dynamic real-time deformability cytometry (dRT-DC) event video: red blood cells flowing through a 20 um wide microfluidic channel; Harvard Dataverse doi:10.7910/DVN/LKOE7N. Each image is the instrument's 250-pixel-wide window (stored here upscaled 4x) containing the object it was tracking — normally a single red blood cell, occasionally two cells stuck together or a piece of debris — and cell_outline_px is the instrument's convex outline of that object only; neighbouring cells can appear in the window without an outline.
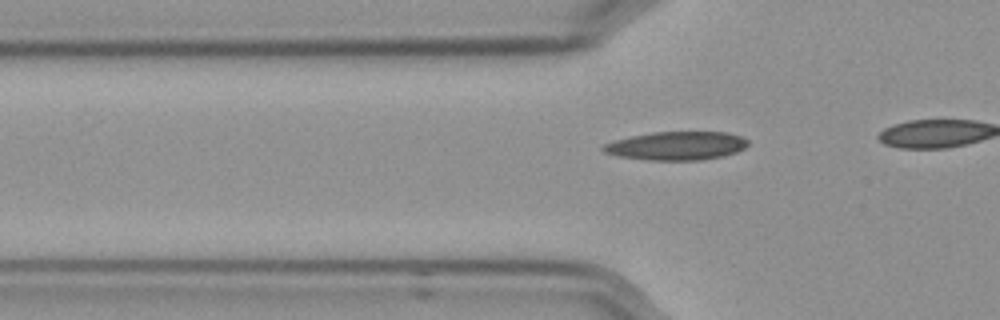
{"species": "Egyptian fruit bat (a non-hibernating species)", "species_latin": "Rousettus aegyptiacus", "temperature_condition": "cold", "stored_images_in_passage": 22, "camera_frame_rate_fps": 3000, "um_per_image_px": 0.085, "frame": {"image": 1, "passage_image": 16, "time_ms": 5.0, "image_size_px": [1000, 320], "cell_outline_px": [[748, 144], [744, 148], [736, 152], [724, 156], [700, 160], [652, 160], [620, 156], [604, 152], [600, 148], [604, 144], [612, 140], [652, 132], [728, 132], [740, 136], [748, 140]], "centroid_in_image_um": [57.51, 12.39], "position_along_channel_um": 68.3, "area_um2": 23.99}}
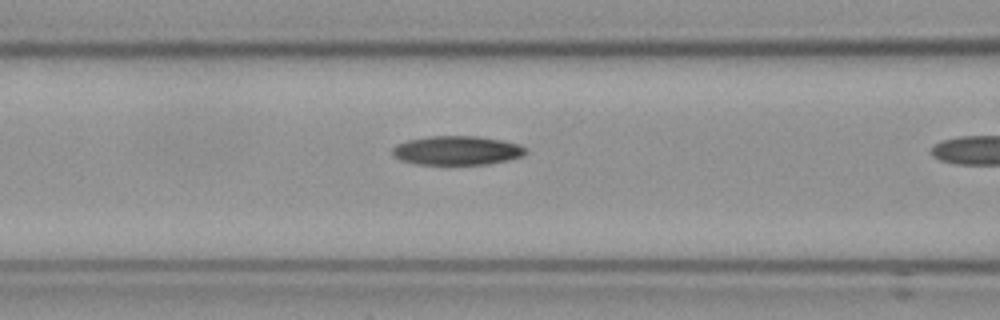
{"frame": {"image": 2, "passage_image": 21, "time_ms": 6.667, "image_size_px": [1000, 320], "cell_outline_px": [[524, 152], [520, 156], [508, 160], [488, 164], [416, 164], [400, 160], [392, 152], [392, 148], [396, 144], [408, 140], [432, 136], [476, 136], [500, 140], [520, 144], [524, 148]], "centroid_in_image_um": [38.8, 12.79], "position_along_channel_um": 127.8, "area_um2": 22.25}}